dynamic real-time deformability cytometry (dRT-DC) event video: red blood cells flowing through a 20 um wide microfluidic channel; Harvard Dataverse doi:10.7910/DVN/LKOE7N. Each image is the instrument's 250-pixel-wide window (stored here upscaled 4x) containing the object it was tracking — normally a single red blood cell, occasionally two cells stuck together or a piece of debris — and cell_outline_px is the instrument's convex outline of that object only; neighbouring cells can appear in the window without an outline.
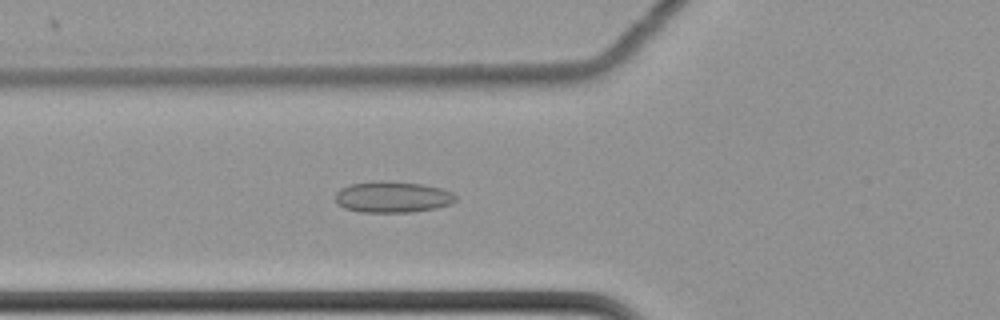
{"species": "common noctule bat (a hibernating species)", "species_latin": "Nyctalus noctula", "temperature_condition": "cold", "stored_images_in_passage": 41, "camera_frame_rate_fps": 3000, "um_per_image_px": 0.085, "animal": {"sex": "female", "body_mass_g": 22.7, "forearm_length_mm": 54.2}, "frame": {"image": 1, "passage_image": 4, "time_ms": 1.0, "image_size_px": [1000, 320], "cell_outline_px": [[456, 200], [452, 204], [436, 208], [408, 212], [360, 212], [344, 208], [336, 200], [336, 192], [340, 188], [348, 184], [376, 180], [388, 180], [420, 184], [440, 188], [452, 192], [456, 196]], "centroid_in_image_um": [33.35, 16.73], "position_along_channel_um": 92.4, "area_um2": 22.02}}
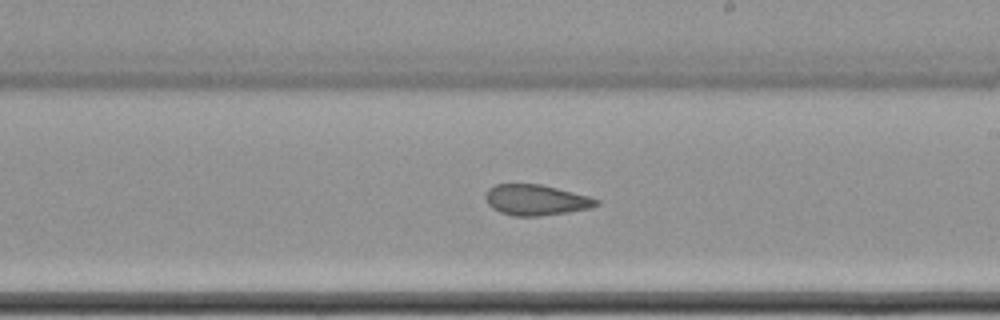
{"frame": {"image": 2, "passage_image": 17, "time_ms": 5.333, "image_size_px": [1000, 320], "cell_outline_px": [[600, 204], [592, 208], [568, 212], [540, 216], [512, 216], [500, 212], [492, 208], [488, 204], [484, 196], [488, 188], [496, 184], [540, 184], [588, 196], [600, 200]], "centroid_in_image_um": [45.55, 17.0], "position_along_channel_um": 243.5, "area_um2": 19.88}}
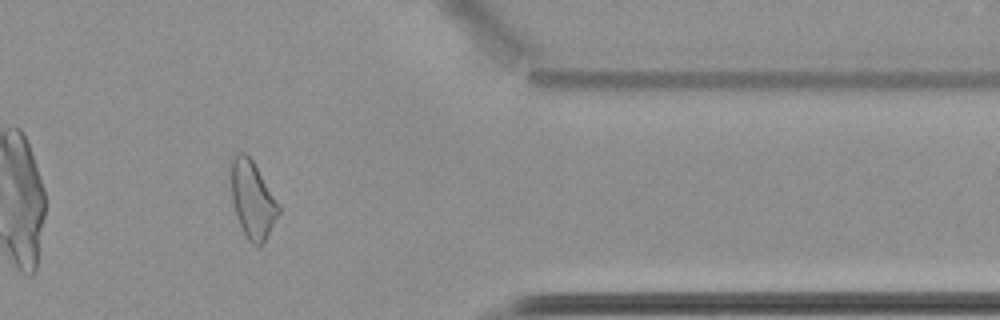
{"frame": {"image": 3, "passage_image": 31, "time_ms": 10.0, "image_size_px": [1000, 320], "cell_outline_px": [[280, 212], [260, 248], [256, 248], [248, 240], [236, 216], [232, 200], [228, 168], [232, 156], [236, 152], [244, 152], [252, 160], [280, 208]], "centroid_in_image_um": [21.39, 16.94], "position_along_channel_um": 390.0, "area_um2": 21.44}, "authors_computed_cell_mechanics": {"area_um2": 20.519, "velocity_mm_per_s": 3.4854, "shape_relaxation_time_tau1_ms": null, "shape_relaxation_time_tau2_ms": 3.0736, "deformation_change_tau1": null, "deformation_change_tau2": 0.0926}}